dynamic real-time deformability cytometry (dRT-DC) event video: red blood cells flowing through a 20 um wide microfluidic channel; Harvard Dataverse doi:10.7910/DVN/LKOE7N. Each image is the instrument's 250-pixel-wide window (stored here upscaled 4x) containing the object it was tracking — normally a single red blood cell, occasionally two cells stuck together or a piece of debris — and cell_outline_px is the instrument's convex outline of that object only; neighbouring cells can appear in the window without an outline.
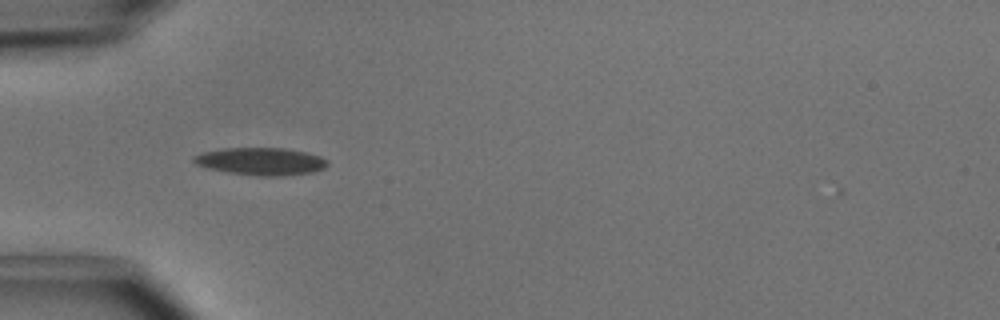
{"species": "common noctule bat (a hibernating species)", "species_latin": "Nyctalus noctula", "temperature_condition": "cold", "stored_images_in_passage": 3, "camera_frame_rate_fps": 3000, "um_per_image_px": 0.085, "animal": {"sex": "male", "body_mass_g": 15.6}, "frame": {"image": 1, "passage_image": 1, "time_ms": 0.0, "image_size_px": [1000, 320], "cell_outline_px": [[328, 164], [324, 168], [312, 172], [280, 176], [260, 176], [228, 172], [208, 168], [196, 164], [192, 160], [192, 156], [200, 152], [224, 148], [284, 148], [304, 152], [320, 156], [328, 160]], "centroid_in_image_um": [22.15, 13.71], "position_along_channel_um": 62.9, "area_um2": 21.39}}